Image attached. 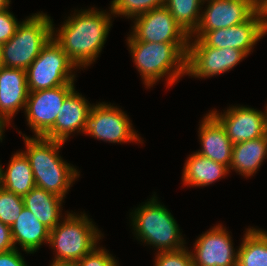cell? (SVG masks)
I'll list each match as a JSON object with an SVG mask.
<instances>
[{
  "instance_id": "1",
  "label": "cell",
  "mask_w": 267,
  "mask_h": 266,
  "mask_svg": "<svg viewBox=\"0 0 267 266\" xmlns=\"http://www.w3.org/2000/svg\"><path fill=\"white\" fill-rule=\"evenodd\" d=\"M81 9L68 16L60 29L53 24L52 37L79 69L91 65L101 53L112 26L111 9ZM77 12V13H76ZM83 67V68H82Z\"/></svg>"
},
{
  "instance_id": "2",
  "label": "cell",
  "mask_w": 267,
  "mask_h": 266,
  "mask_svg": "<svg viewBox=\"0 0 267 266\" xmlns=\"http://www.w3.org/2000/svg\"><path fill=\"white\" fill-rule=\"evenodd\" d=\"M126 41L132 60L147 89L165 76L167 87L172 86L186 74L189 42H142L137 41L131 34Z\"/></svg>"
},
{
  "instance_id": "3",
  "label": "cell",
  "mask_w": 267,
  "mask_h": 266,
  "mask_svg": "<svg viewBox=\"0 0 267 266\" xmlns=\"http://www.w3.org/2000/svg\"><path fill=\"white\" fill-rule=\"evenodd\" d=\"M19 134L26 145V151L22 152L29 159L35 185L64 199L73 182L80 176V171L59 155L65 143L26 136L21 131Z\"/></svg>"
},
{
  "instance_id": "4",
  "label": "cell",
  "mask_w": 267,
  "mask_h": 266,
  "mask_svg": "<svg viewBox=\"0 0 267 266\" xmlns=\"http://www.w3.org/2000/svg\"><path fill=\"white\" fill-rule=\"evenodd\" d=\"M135 237L153 246L158 252L184 248L186 241L171 212L162 205L156 194L130 212Z\"/></svg>"
},
{
  "instance_id": "5",
  "label": "cell",
  "mask_w": 267,
  "mask_h": 266,
  "mask_svg": "<svg viewBox=\"0 0 267 266\" xmlns=\"http://www.w3.org/2000/svg\"><path fill=\"white\" fill-rule=\"evenodd\" d=\"M66 215L50 230L48 244L56 253L53 262L75 263L100 244L103 234L84 212Z\"/></svg>"
},
{
  "instance_id": "6",
  "label": "cell",
  "mask_w": 267,
  "mask_h": 266,
  "mask_svg": "<svg viewBox=\"0 0 267 266\" xmlns=\"http://www.w3.org/2000/svg\"><path fill=\"white\" fill-rule=\"evenodd\" d=\"M53 19L37 12L20 21L15 34L2 44L3 67L27 70L52 38Z\"/></svg>"
},
{
  "instance_id": "7",
  "label": "cell",
  "mask_w": 267,
  "mask_h": 266,
  "mask_svg": "<svg viewBox=\"0 0 267 266\" xmlns=\"http://www.w3.org/2000/svg\"><path fill=\"white\" fill-rule=\"evenodd\" d=\"M74 68V69H73ZM78 69L52 37L26 70L29 92L74 83Z\"/></svg>"
},
{
  "instance_id": "8",
  "label": "cell",
  "mask_w": 267,
  "mask_h": 266,
  "mask_svg": "<svg viewBox=\"0 0 267 266\" xmlns=\"http://www.w3.org/2000/svg\"><path fill=\"white\" fill-rule=\"evenodd\" d=\"M247 56L238 49L208 47L200 38H190L186 75L206 79L226 73Z\"/></svg>"
},
{
  "instance_id": "9",
  "label": "cell",
  "mask_w": 267,
  "mask_h": 266,
  "mask_svg": "<svg viewBox=\"0 0 267 266\" xmlns=\"http://www.w3.org/2000/svg\"><path fill=\"white\" fill-rule=\"evenodd\" d=\"M85 134L109 143H143L125 111L105 102L93 104Z\"/></svg>"
},
{
  "instance_id": "10",
  "label": "cell",
  "mask_w": 267,
  "mask_h": 266,
  "mask_svg": "<svg viewBox=\"0 0 267 266\" xmlns=\"http://www.w3.org/2000/svg\"><path fill=\"white\" fill-rule=\"evenodd\" d=\"M74 89V83H68L29 92L24 113L27 125L33 131L34 137H43L54 126L65 98Z\"/></svg>"
},
{
  "instance_id": "11",
  "label": "cell",
  "mask_w": 267,
  "mask_h": 266,
  "mask_svg": "<svg viewBox=\"0 0 267 266\" xmlns=\"http://www.w3.org/2000/svg\"><path fill=\"white\" fill-rule=\"evenodd\" d=\"M197 30L190 38H201L207 31L229 28L247 21L257 10L255 0H204Z\"/></svg>"
},
{
  "instance_id": "12",
  "label": "cell",
  "mask_w": 267,
  "mask_h": 266,
  "mask_svg": "<svg viewBox=\"0 0 267 266\" xmlns=\"http://www.w3.org/2000/svg\"><path fill=\"white\" fill-rule=\"evenodd\" d=\"M266 34L267 25L257 10L247 21L229 28L207 31L200 39L208 47L238 49L248 56Z\"/></svg>"
},
{
  "instance_id": "13",
  "label": "cell",
  "mask_w": 267,
  "mask_h": 266,
  "mask_svg": "<svg viewBox=\"0 0 267 266\" xmlns=\"http://www.w3.org/2000/svg\"><path fill=\"white\" fill-rule=\"evenodd\" d=\"M131 35L142 42H189L190 37L177 24L164 5L133 18Z\"/></svg>"
},
{
  "instance_id": "14",
  "label": "cell",
  "mask_w": 267,
  "mask_h": 266,
  "mask_svg": "<svg viewBox=\"0 0 267 266\" xmlns=\"http://www.w3.org/2000/svg\"><path fill=\"white\" fill-rule=\"evenodd\" d=\"M231 238L222 224L201 234L191 251L194 266H237L238 249Z\"/></svg>"
},
{
  "instance_id": "15",
  "label": "cell",
  "mask_w": 267,
  "mask_h": 266,
  "mask_svg": "<svg viewBox=\"0 0 267 266\" xmlns=\"http://www.w3.org/2000/svg\"><path fill=\"white\" fill-rule=\"evenodd\" d=\"M210 113L221 123L233 144L267 135L265 110L246 106H232L223 112L216 109Z\"/></svg>"
},
{
  "instance_id": "16",
  "label": "cell",
  "mask_w": 267,
  "mask_h": 266,
  "mask_svg": "<svg viewBox=\"0 0 267 266\" xmlns=\"http://www.w3.org/2000/svg\"><path fill=\"white\" fill-rule=\"evenodd\" d=\"M92 106L74 89L65 98L54 126L43 137L65 143L75 131L85 134Z\"/></svg>"
},
{
  "instance_id": "17",
  "label": "cell",
  "mask_w": 267,
  "mask_h": 266,
  "mask_svg": "<svg viewBox=\"0 0 267 266\" xmlns=\"http://www.w3.org/2000/svg\"><path fill=\"white\" fill-rule=\"evenodd\" d=\"M27 75L23 69L0 67V118L9 126L28 99Z\"/></svg>"
},
{
  "instance_id": "18",
  "label": "cell",
  "mask_w": 267,
  "mask_h": 266,
  "mask_svg": "<svg viewBox=\"0 0 267 266\" xmlns=\"http://www.w3.org/2000/svg\"><path fill=\"white\" fill-rule=\"evenodd\" d=\"M199 125L201 149L196 152L229 168L233 143L225 128L210 112Z\"/></svg>"
},
{
  "instance_id": "19",
  "label": "cell",
  "mask_w": 267,
  "mask_h": 266,
  "mask_svg": "<svg viewBox=\"0 0 267 266\" xmlns=\"http://www.w3.org/2000/svg\"><path fill=\"white\" fill-rule=\"evenodd\" d=\"M11 235L16 249L19 244L24 252L32 254L39 250L43 243H49L50 229L24 207L11 227Z\"/></svg>"
},
{
  "instance_id": "20",
  "label": "cell",
  "mask_w": 267,
  "mask_h": 266,
  "mask_svg": "<svg viewBox=\"0 0 267 266\" xmlns=\"http://www.w3.org/2000/svg\"><path fill=\"white\" fill-rule=\"evenodd\" d=\"M267 159V135L233 144L229 170L246 178L252 177Z\"/></svg>"
},
{
  "instance_id": "21",
  "label": "cell",
  "mask_w": 267,
  "mask_h": 266,
  "mask_svg": "<svg viewBox=\"0 0 267 266\" xmlns=\"http://www.w3.org/2000/svg\"><path fill=\"white\" fill-rule=\"evenodd\" d=\"M229 172L228 167L194 152L185 161L182 182L187 187L209 186L226 177Z\"/></svg>"
},
{
  "instance_id": "22",
  "label": "cell",
  "mask_w": 267,
  "mask_h": 266,
  "mask_svg": "<svg viewBox=\"0 0 267 266\" xmlns=\"http://www.w3.org/2000/svg\"><path fill=\"white\" fill-rule=\"evenodd\" d=\"M63 200L62 197L37 186L23 196L24 207L50 230L63 219L61 218Z\"/></svg>"
},
{
  "instance_id": "23",
  "label": "cell",
  "mask_w": 267,
  "mask_h": 266,
  "mask_svg": "<svg viewBox=\"0 0 267 266\" xmlns=\"http://www.w3.org/2000/svg\"><path fill=\"white\" fill-rule=\"evenodd\" d=\"M35 186L29 159L22 151H17L11 157L7 169H2L1 187L23 197Z\"/></svg>"
},
{
  "instance_id": "24",
  "label": "cell",
  "mask_w": 267,
  "mask_h": 266,
  "mask_svg": "<svg viewBox=\"0 0 267 266\" xmlns=\"http://www.w3.org/2000/svg\"><path fill=\"white\" fill-rule=\"evenodd\" d=\"M244 234L237 266H267V231L250 227Z\"/></svg>"
},
{
  "instance_id": "25",
  "label": "cell",
  "mask_w": 267,
  "mask_h": 266,
  "mask_svg": "<svg viewBox=\"0 0 267 266\" xmlns=\"http://www.w3.org/2000/svg\"><path fill=\"white\" fill-rule=\"evenodd\" d=\"M204 0H165V6L183 31L191 37L201 19Z\"/></svg>"
},
{
  "instance_id": "26",
  "label": "cell",
  "mask_w": 267,
  "mask_h": 266,
  "mask_svg": "<svg viewBox=\"0 0 267 266\" xmlns=\"http://www.w3.org/2000/svg\"><path fill=\"white\" fill-rule=\"evenodd\" d=\"M110 9L114 17L135 18L152 9L164 6L165 0H112Z\"/></svg>"
},
{
  "instance_id": "27",
  "label": "cell",
  "mask_w": 267,
  "mask_h": 266,
  "mask_svg": "<svg viewBox=\"0 0 267 266\" xmlns=\"http://www.w3.org/2000/svg\"><path fill=\"white\" fill-rule=\"evenodd\" d=\"M24 208L23 197L0 187V221L9 227L16 222Z\"/></svg>"
},
{
  "instance_id": "28",
  "label": "cell",
  "mask_w": 267,
  "mask_h": 266,
  "mask_svg": "<svg viewBox=\"0 0 267 266\" xmlns=\"http://www.w3.org/2000/svg\"><path fill=\"white\" fill-rule=\"evenodd\" d=\"M184 247L175 251L156 252L155 266H194L191 251Z\"/></svg>"
},
{
  "instance_id": "29",
  "label": "cell",
  "mask_w": 267,
  "mask_h": 266,
  "mask_svg": "<svg viewBox=\"0 0 267 266\" xmlns=\"http://www.w3.org/2000/svg\"><path fill=\"white\" fill-rule=\"evenodd\" d=\"M109 251L96 246L90 253L75 262L76 266H119L118 261Z\"/></svg>"
},
{
  "instance_id": "30",
  "label": "cell",
  "mask_w": 267,
  "mask_h": 266,
  "mask_svg": "<svg viewBox=\"0 0 267 266\" xmlns=\"http://www.w3.org/2000/svg\"><path fill=\"white\" fill-rule=\"evenodd\" d=\"M19 21L10 10L0 11V43H6L16 32Z\"/></svg>"
},
{
  "instance_id": "31",
  "label": "cell",
  "mask_w": 267,
  "mask_h": 266,
  "mask_svg": "<svg viewBox=\"0 0 267 266\" xmlns=\"http://www.w3.org/2000/svg\"><path fill=\"white\" fill-rule=\"evenodd\" d=\"M19 250L14 248L0 252V266H28Z\"/></svg>"
},
{
  "instance_id": "32",
  "label": "cell",
  "mask_w": 267,
  "mask_h": 266,
  "mask_svg": "<svg viewBox=\"0 0 267 266\" xmlns=\"http://www.w3.org/2000/svg\"><path fill=\"white\" fill-rule=\"evenodd\" d=\"M14 248L11 227L0 221V252H6Z\"/></svg>"
},
{
  "instance_id": "33",
  "label": "cell",
  "mask_w": 267,
  "mask_h": 266,
  "mask_svg": "<svg viewBox=\"0 0 267 266\" xmlns=\"http://www.w3.org/2000/svg\"><path fill=\"white\" fill-rule=\"evenodd\" d=\"M257 5L258 12L262 16L264 23L267 25V0H259Z\"/></svg>"
},
{
  "instance_id": "34",
  "label": "cell",
  "mask_w": 267,
  "mask_h": 266,
  "mask_svg": "<svg viewBox=\"0 0 267 266\" xmlns=\"http://www.w3.org/2000/svg\"><path fill=\"white\" fill-rule=\"evenodd\" d=\"M11 0H0V11L9 9Z\"/></svg>"
},
{
  "instance_id": "35",
  "label": "cell",
  "mask_w": 267,
  "mask_h": 266,
  "mask_svg": "<svg viewBox=\"0 0 267 266\" xmlns=\"http://www.w3.org/2000/svg\"><path fill=\"white\" fill-rule=\"evenodd\" d=\"M5 126L7 127V124L0 118V141L2 142L3 140V137H4V134L5 133L4 129H5Z\"/></svg>"
},
{
  "instance_id": "36",
  "label": "cell",
  "mask_w": 267,
  "mask_h": 266,
  "mask_svg": "<svg viewBox=\"0 0 267 266\" xmlns=\"http://www.w3.org/2000/svg\"><path fill=\"white\" fill-rule=\"evenodd\" d=\"M50 266H76L75 263H65V262H53L50 263Z\"/></svg>"
},
{
  "instance_id": "37",
  "label": "cell",
  "mask_w": 267,
  "mask_h": 266,
  "mask_svg": "<svg viewBox=\"0 0 267 266\" xmlns=\"http://www.w3.org/2000/svg\"><path fill=\"white\" fill-rule=\"evenodd\" d=\"M2 44L0 43V67H2Z\"/></svg>"
},
{
  "instance_id": "38",
  "label": "cell",
  "mask_w": 267,
  "mask_h": 266,
  "mask_svg": "<svg viewBox=\"0 0 267 266\" xmlns=\"http://www.w3.org/2000/svg\"><path fill=\"white\" fill-rule=\"evenodd\" d=\"M2 169L3 167L0 165V187L2 185Z\"/></svg>"
},
{
  "instance_id": "39",
  "label": "cell",
  "mask_w": 267,
  "mask_h": 266,
  "mask_svg": "<svg viewBox=\"0 0 267 266\" xmlns=\"http://www.w3.org/2000/svg\"><path fill=\"white\" fill-rule=\"evenodd\" d=\"M265 114H266V130H267V104L265 106Z\"/></svg>"
}]
</instances>
